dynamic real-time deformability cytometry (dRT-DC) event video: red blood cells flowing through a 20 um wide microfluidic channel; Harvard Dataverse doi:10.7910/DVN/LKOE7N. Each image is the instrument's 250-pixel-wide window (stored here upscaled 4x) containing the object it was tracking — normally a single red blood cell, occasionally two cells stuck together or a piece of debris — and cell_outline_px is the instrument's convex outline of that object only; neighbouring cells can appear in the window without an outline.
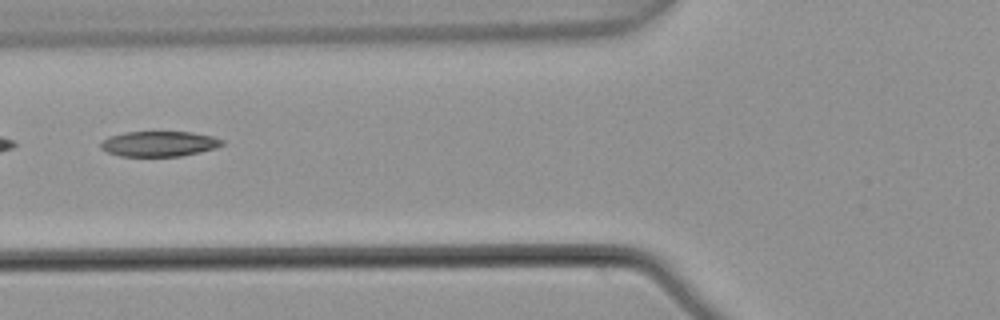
{"species": "common noctule bat (a hibernating species)", "species_latin": "Nyctalus noctula", "temperature_condition": "warm", "stored_images_in_passage": 7, "camera_frame_rate_fps": 3000, "um_per_image_px": 0.085, "animal": {"sex": "male", "body_mass_g": 21.5, "forearm_length_mm": 52.0}, "frame": {"image": 1, "passage_image": 5, "time_ms": 1.333, "image_size_px": [1000, 320], "cell_outline_px": [[224, 144], [216, 148], [200, 152], [180, 156], [120, 156], [108, 152], [100, 148], [100, 144], [108, 136], [124, 132], [192, 132], [212, 136], [224, 140]], "centroid_in_image_um": [13.53, 12.22], "position_along_channel_um": 112.3, "area_um2": 17.92}}
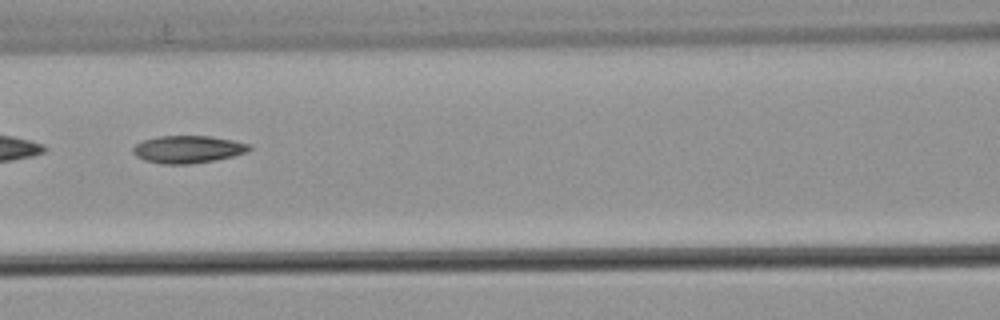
{"frame": {"image": 2, "passage_image": 6, "time_ms": 1.667, "image_size_px": [1000, 320], "cell_outline_px": [[252, 148], [244, 152], [232, 156], [212, 160], [188, 164], [164, 164], [144, 160], [136, 156], [132, 152], [132, 148], [136, 144], [144, 140], [156, 136], [212, 136], [252, 144]], "centroid_in_image_um": [15.95, 12.68], "position_along_channel_um": 150.7, "area_um2": 18.5}}